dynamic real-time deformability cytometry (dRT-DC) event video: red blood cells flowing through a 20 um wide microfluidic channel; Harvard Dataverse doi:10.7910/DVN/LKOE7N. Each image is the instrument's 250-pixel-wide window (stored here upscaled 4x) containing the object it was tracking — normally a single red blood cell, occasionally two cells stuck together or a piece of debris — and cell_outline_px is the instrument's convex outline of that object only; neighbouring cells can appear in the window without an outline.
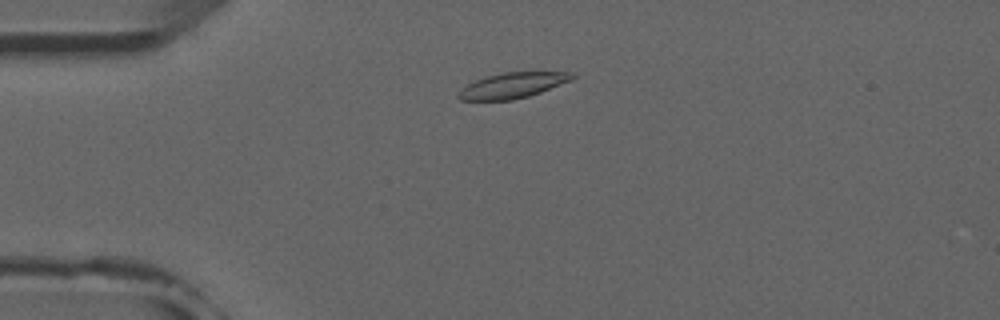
{"species": "common noctule bat (a hibernating species)", "species_latin": "Nyctalus noctula", "temperature_condition": "room temperature", "stored_images_in_passage": 48, "camera_frame_rate_fps": 3000, "um_per_image_px": 0.085, "animal": {"sex": "male", "forearm_length_mm": 52.5}, "frame": {"image": 1, "passage_image": 8, "time_ms": 2.333, "image_size_px": [1000, 320], "cell_outline_px": [[576, 76], [572, 80], [540, 92], [528, 96], [512, 100], [460, 100], [456, 96], [460, 88], [484, 76], [504, 72], [576, 72]], "centroid_in_image_um": [43.56, 7.25], "position_along_channel_um": 41.4, "area_um2": 16.99}}
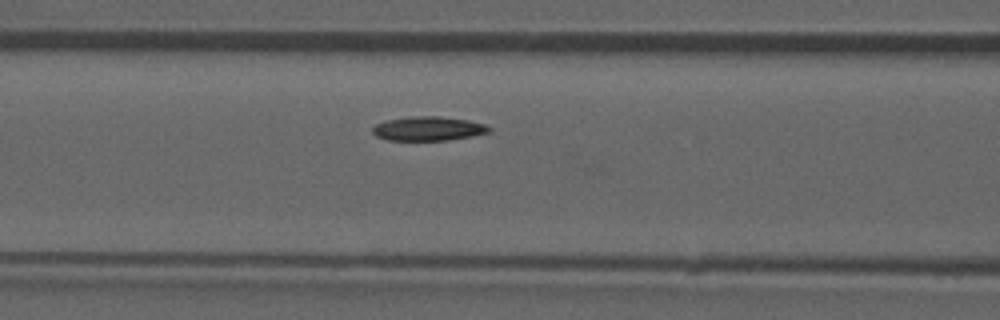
{"frame": {"image": 2, "passage_image": 17, "time_ms": 5.333, "image_size_px": [1000, 320], "cell_outline_px": [[492, 132], [472, 136], [448, 140], [388, 140], [376, 136], [372, 132], [372, 128], [376, 124], [384, 120], [408, 116], [440, 116], [468, 120], [484, 124], [492, 128]], "centroid_in_image_um": [36.4, 10.92], "position_along_channel_um": 130.2, "area_um2": 16.59}}
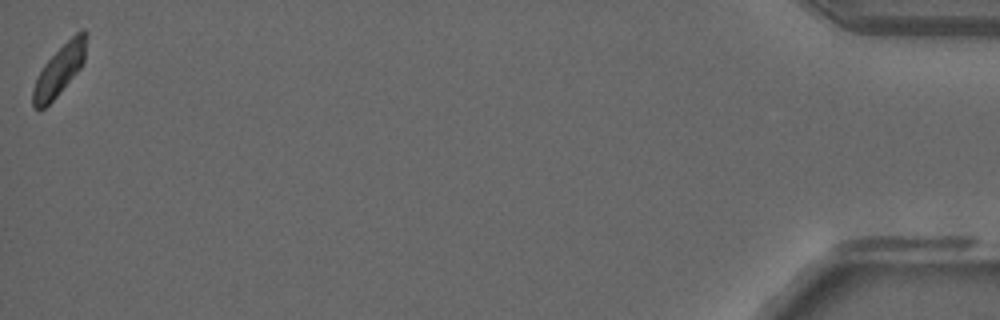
{"frame": {"image": 3, "passage_image": 48, "time_ms": 15.667, "image_size_px": [1000, 320], "cell_outline_px": [[88, 36], [84, 60], [80, 68], [56, 96], [44, 108], [32, 108], [32, 88], [36, 76], [44, 64], [76, 32], [84, 28]], "centroid_in_image_um": [5.04, 5.94], "position_along_channel_um": 430.2, "area_um2": 15.49}}